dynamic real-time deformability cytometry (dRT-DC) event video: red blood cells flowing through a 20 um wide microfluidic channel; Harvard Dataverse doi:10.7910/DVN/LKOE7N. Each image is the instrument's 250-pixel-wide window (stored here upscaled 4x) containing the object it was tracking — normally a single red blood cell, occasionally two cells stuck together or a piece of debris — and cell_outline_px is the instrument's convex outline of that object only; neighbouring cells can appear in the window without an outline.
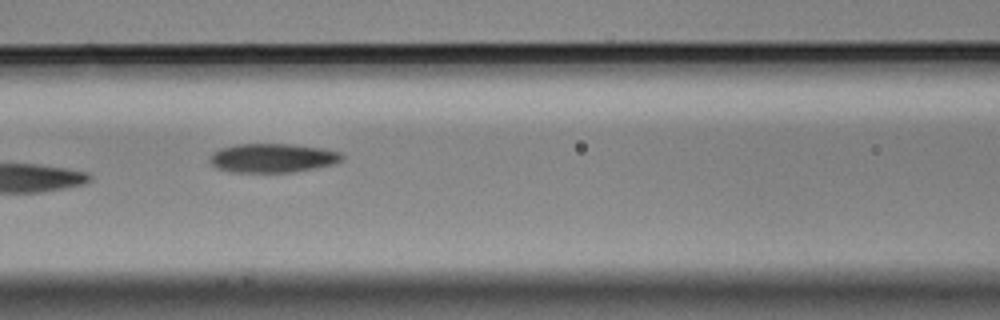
{"species": "Egyptian fruit bat (a non-hibernating species)", "species_latin": "Rousettus aegyptiacus", "temperature_condition": "cold", "stored_images_in_passage": 9, "camera_frame_rate_fps": 3000, "um_per_image_px": 0.085, "animal": {"sex": "male"}, "frame": {"image": 1, "passage_image": 7, "time_ms": 2.0, "image_size_px": [1000, 320], "cell_outline_px": [[344, 160], [336, 164], [316, 168], [292, 172], [228, 172], [216, 168], [208, 160], [212, 152], [220, 148], [236, 144], [288, 144], [324, 148], [340, 152], [344, 156]], "centroid_in_image_um": [23.18, 13.43], "position_along_channel_um": 143.4, "area_um2": 22.66}}
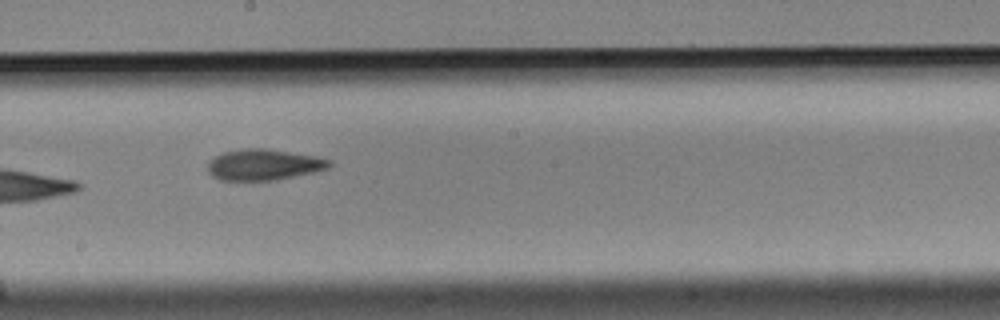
{"frame": {"image": 2, "passage_image": 9, "time_ms": 2.667, "image_size_px": [1000, 320], "cell_outline_px": [[332, 164], [328, 168], [316, 172], [276, 180], [220, 180], [212, 176], [208, 172], [208, 160], [224, 152], [244, 148], [264, 148], [316, 156], [332, 160]], "centroid_in_image_um": [22.43, 14.0], "position_along_channel_um": 225.8, "area_um2": 22.08}}